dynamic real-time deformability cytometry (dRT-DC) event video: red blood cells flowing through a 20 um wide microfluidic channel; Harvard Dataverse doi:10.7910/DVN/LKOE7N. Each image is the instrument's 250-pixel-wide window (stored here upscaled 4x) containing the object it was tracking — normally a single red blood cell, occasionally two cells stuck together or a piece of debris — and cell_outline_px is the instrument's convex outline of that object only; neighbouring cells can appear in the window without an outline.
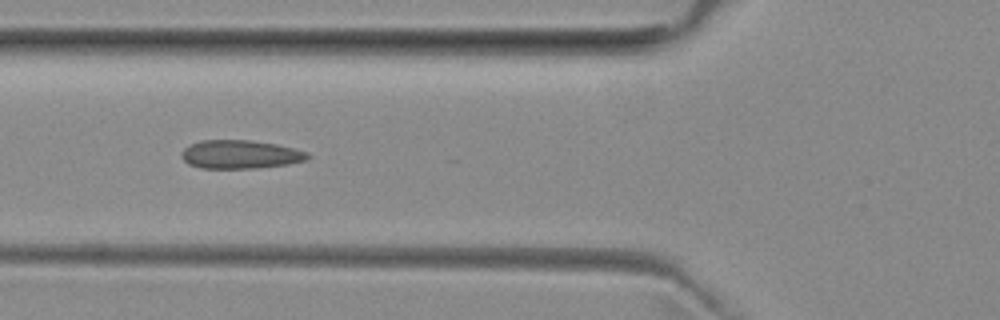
{"species": "common noctule bat (a hibernating species)", "species_latin": "Nyctalus noctula", "temperature_condition": "room temperature", "stored_images_in_passage": 22, "camera_frame_rate_fps": 3000, "um_per_image_px": 0.085, "animal": {"sex": "female", "body_mass_g": 29.2, "forearm_length_mm": 56.3}, "frame": {"image": 1, "passage_image": 18, "time_ms": 5.667, "image_size_px": [1000, 320], "cell_outline_px": [[312, 156], [308, 160], [288, 164], [256, 168], [200, 168], [188, 164], [180, 156], [180, 152], [184, 148], [192, 144], [204, 140], [248, 140], [276, 144], [308, 152]], "centroid_in_image_um": [20.43, 13.13], "position_along_channel_um": 105.4, "area_um2": 20.98}}
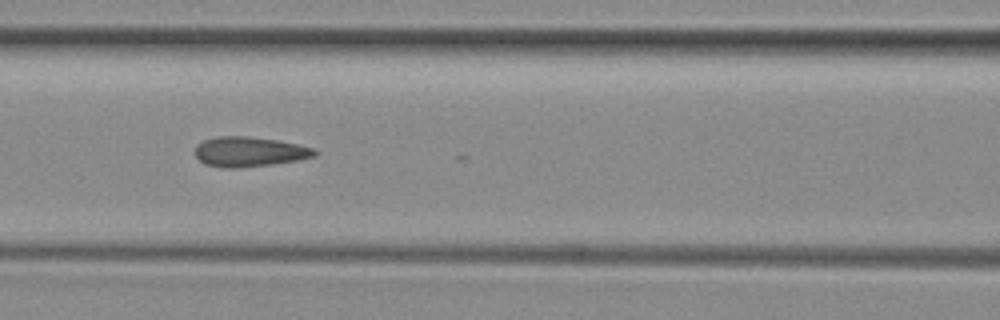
{"frame": {"image": 2, "passage_image": 21, "time_ms": 6.667, "image_size_px": [1000, 320], "cell_outline_px": [[320, 152], [316, 156], [300, 160], [272, 164], [240, 168], [224, 168], [204, 164], [196, 156], [196, 144], [204, 140], [216, 136], [248, 136], [276, 140], [316, 148]], "centroid_in_image_um": [21.23, 12.9], "position_along_channel_um": 145.4, "area_um2": 21.04}}